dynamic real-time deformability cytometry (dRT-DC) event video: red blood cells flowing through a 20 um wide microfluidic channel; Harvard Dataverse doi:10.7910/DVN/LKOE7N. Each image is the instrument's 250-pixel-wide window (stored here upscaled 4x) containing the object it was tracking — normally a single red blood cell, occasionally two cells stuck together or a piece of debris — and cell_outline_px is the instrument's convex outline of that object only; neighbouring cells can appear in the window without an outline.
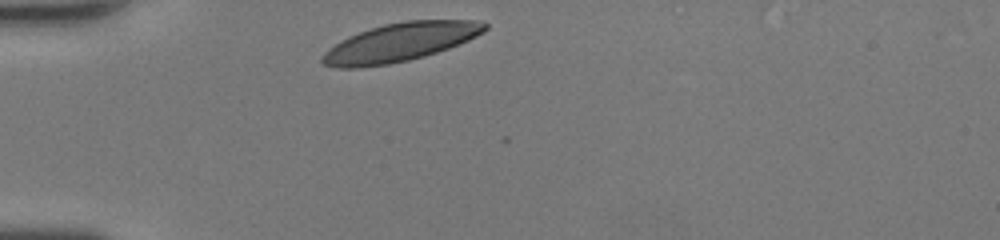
{"species": "human", "species_latin": "Homo sapiens", "temperature_condition": "room temperature", "stored_images_in_passage": 28, "camera_frame_rate_fps": 3000, "um_per_image_px": 0.085, "donor": {"sex": "female"}, "frame": {"image": 1, "passage_image": 1, "time_ms": 0.0, "image_size_px": [1000, 240], "cell_outline_px": [[488, 28], [484, 32], [468, 40], [448, 48], [424, 56], [408, 60], [388, 64], [356, 68], [336, 68], [324, 64], [320, 60], [324, 52], [328, 48], [340, 40], [348, 36], [384, 24], [404, 20], [476, 20], [488, 24]], "centroid_in_image_um": [33.99, 3.59], "position_along_channel_um": 51.0, "area_um2": 36.3}}
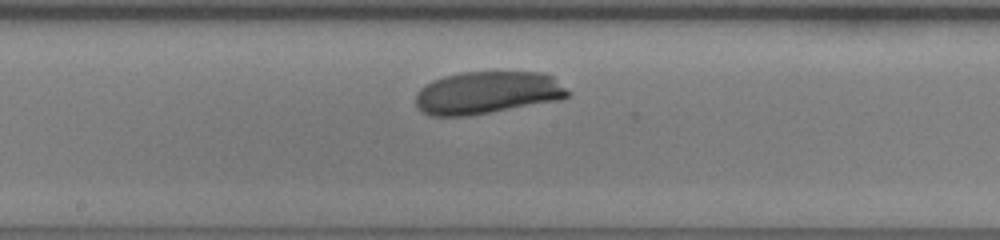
{"frame": {"image": 2, "passage_image": 15, "time_ms": 4.667, "image_size_px": [1000, 240], "cell_outline_px": [[568, 96], [560, 100], [468, 116], [432, 116], [424, 112], [416, 104], [416, 92], [420, 88], [432, 80], [444, 76], [464, 72], [540, 72], [552, 76], [568, 92]], "centroid_in_image_um": [41.39, 7.88], "position_along_channel_um": 206.8, "area_um2": 37.45}}
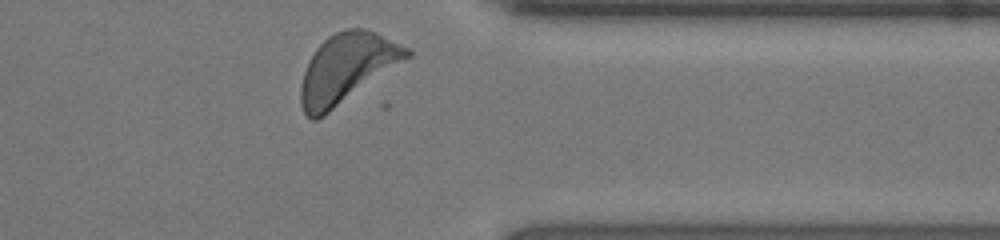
{"frame": {"image": 3, "passage_image": 28, "time_ms": 9.0, "image_size_px": [1000, 240], "cell_outline_px": [[412, 56], [324, 116], [316, 120], [312, 120], [304, 112], [300, 104], [300, 88], [304, 72], [308, 60], [316, 48], [328, 36], [344, 28], [364, 28], [376, 32], [408, 48], [412, 52]], "centroid_in_image_um": [29.47, 5.8], "position_along_channel_um": 381.9, "area_um2": 42.77}, "authors_computed_cell_mechanics": {"area_um2": 37.9746, "velocity_mm_per_s": 4.1698, "shape_relaxation_time_tau1_ms": 1.1801, "shape_relaxation_time_tau2_ms": null, "deformation_change_tau1": 0.0833, "deformation_change_tau2": null}}